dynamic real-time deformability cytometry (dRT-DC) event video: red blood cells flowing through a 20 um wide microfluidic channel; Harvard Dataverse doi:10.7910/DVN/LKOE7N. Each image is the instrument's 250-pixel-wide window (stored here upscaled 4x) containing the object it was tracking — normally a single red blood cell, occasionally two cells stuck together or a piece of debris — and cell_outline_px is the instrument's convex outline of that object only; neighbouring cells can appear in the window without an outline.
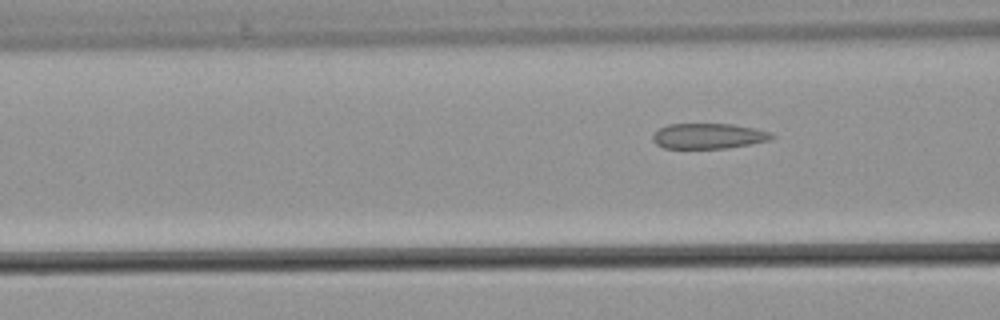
{"species": "common noctule bat (a hibernating species)", "species_latin": "Nyctalus noctula", "temperature_condition": "warm", "stored_images_in_passage": 4, "camera_frame_rate_fps": 3000, "um_per_image_px": 0.085, "animal": {"sex": "male", "body_mass_g": 21.5, "forearm_length_mm": 52.0}, "frame": {"image": 1, "passage_image": 4, "time_ms": 3.667, "image_size_px": [1000, 320], "cell_outline_px": [[776, 136], [772, 140], [728, 148], [664, 148], [656, 144], [652, 140], [652, 136], [660, 128], [668, 124], [732, 124], [756, 128], [772, 132]], "centroid_in_image_um": [60.27, 11.56], "position_along_channel_um": 106.3, "area_um2": 17.74}}